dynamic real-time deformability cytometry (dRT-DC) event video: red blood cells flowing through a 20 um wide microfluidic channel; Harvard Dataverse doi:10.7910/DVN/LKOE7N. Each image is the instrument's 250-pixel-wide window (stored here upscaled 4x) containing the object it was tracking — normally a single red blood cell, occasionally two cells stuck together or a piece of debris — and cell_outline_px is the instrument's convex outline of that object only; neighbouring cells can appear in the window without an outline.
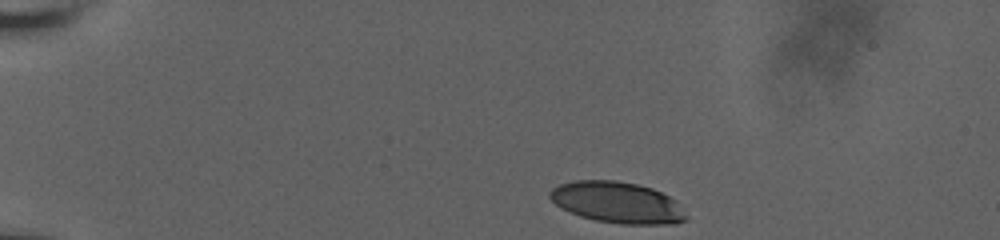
{"species": "human", "species_latin": "Homo sapiens", "temperature_condition": "room temperature", "stored_images_in_passage": 39, "camera_frame_rate_fps": 3000, "um_per_image_px": 0.085, "donor": {"sex": "male"}, "frame": {"image": 1, "passage_image": 1, "time_ms": 0.0, "image_size_px": [1000, 240], "cell_outline_px": [[688, 220], [676, 224], [620, 224], [596, 220], [580, 216], [560, 208], [548, 196], [548, 192], [552, 188], [560, 184], [576, 180], [616, 180], [636, 184], [652, 188], [676, 200], [688, 216]], "centroid_in_image_um": [52.48, 17.22], "position_along_channel_um": 32.5, "area_um2": 32.95}}
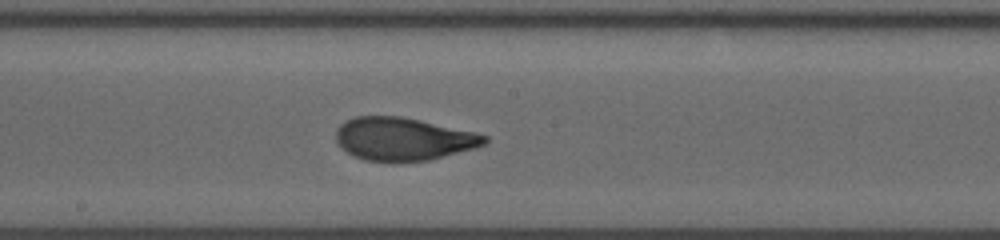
{"frame": {"image": 2, "passage_image": 22, "time_ms": 7.0, "image_size_px": [1000, 240], "cell_outline_px": [[488, 140], [484, 144], [476, 148], [428, 160], [364, 160], [352, 156], [340, 148], [336, 144], [336, 128], [344, 120], [356, 116], [400, 116], [420, 120], [476, 132], [488, 136]], "centroid_in_image_um": [34.24, 11.79], "position_along_channel_um": 214.0, "area_um2": 37.11}}
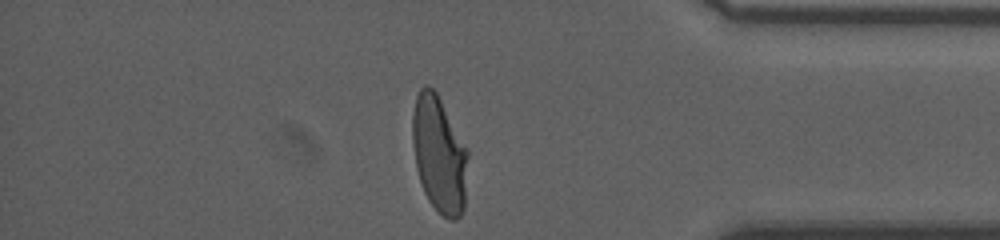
{"frame": {"image": 3, "passage_image": 38, "time_ms": 12.333, "image_size_px": [1000, 240], "cell_outline_px": [[468, 156], [464, 208], [460, 216], [456, 220], [448, 220], [428, 200], [424, 192], [416, 168], [412, 144], [412, 112], [416, 96], [420, 88], [424, 84], [428, 84], [436, 92], [468, 148]], "centroid_in_image_um": [37.32, 13.1], "position_along_channel_um": 397.9, "area_um2": 37.92}, "authors_computed_cell_mechanics": {"area_um2": 37.0498, "velocity_mm_per_s": 3.8321, "shape_relaxation_time_tau1_ms": 5.1784, "shape_relaxation_time_tau2_ms": 0.872, "deformation_change_tau1": 0.2361, "deformation_change_tau2": 0.0547}}